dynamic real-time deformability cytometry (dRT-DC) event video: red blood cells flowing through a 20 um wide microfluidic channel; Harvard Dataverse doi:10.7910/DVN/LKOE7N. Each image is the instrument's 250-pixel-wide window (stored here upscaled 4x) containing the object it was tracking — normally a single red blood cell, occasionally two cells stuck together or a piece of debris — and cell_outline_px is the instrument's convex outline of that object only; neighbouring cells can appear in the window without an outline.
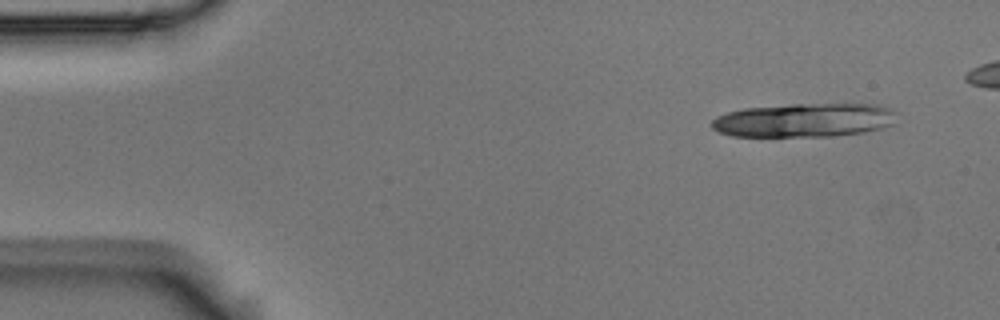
{"species": "Egyptian fruit bat (a non-hibernating species)", "species_latin": "Rousettus aegyptiacus", "temperature_condition": "room temperature", "stored_images_in_passage": 6, "camera_frame_rate_fps": 3000, "um_per_image_px": 0.085, "animal": {"sex": "male"}, "frame": {"image": 1, "passage_image": 2, "time_ms": 0.333, "image_size_px": [1000, 320], "cell_outline_px": [[896, 112], [892, 124], [884, 128], [864, 132], [836, 136], [732, 136], [720, 132], [712, 128], [712, 120], [716, 116], [728, 112], [744, 108], [792, 104], [872, 104], [892, 108]], "centroid_in_image_um": [68.37, 10.21], "position_along_channel_um": 16.6, "area_um2": 36.53}}